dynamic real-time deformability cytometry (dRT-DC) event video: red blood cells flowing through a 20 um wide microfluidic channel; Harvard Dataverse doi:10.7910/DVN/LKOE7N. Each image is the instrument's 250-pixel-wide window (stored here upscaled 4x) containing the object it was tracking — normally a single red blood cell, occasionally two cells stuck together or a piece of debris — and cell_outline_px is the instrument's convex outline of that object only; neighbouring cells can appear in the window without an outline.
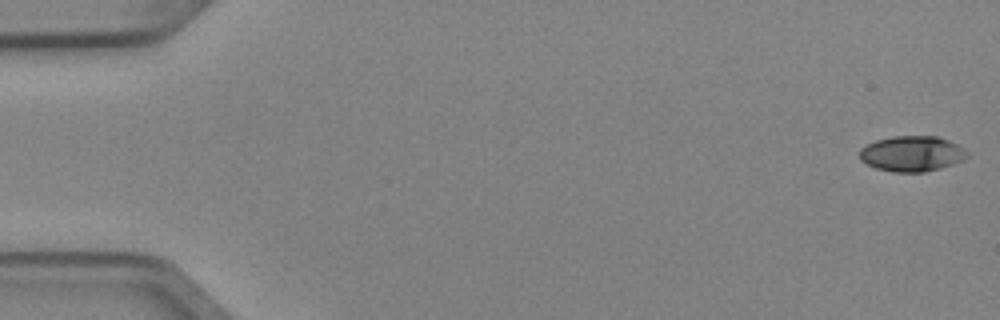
{"species": "Egyptian fruit bat (a non-hibernating species)", "species_latin": "Rousettus aegyptiacus", "temperature_condition": "cold", "stored_images_in_passage": 4, "segment_of_instrument_passage": [2, 2], "camera_frame_rate_fps": 3000, "um_per_image_px": 0.085, "animal": {"sex": "female"}, "frame": {"image": 1, "passage_image": 4, "time_ms": 1.0, "image_size_px": [1000, 320], "cell_outline_px": [[968, 156], [964, 160], [940, 168], [924, 172], [892, 172], [876, 168], [860, 160], [860, 148], [876, 140], [892, 136], [936, 136], [948, 140], [964, 148], [968, 152]], "centroid_in_image_um": [77.52, 13.06], "position_along_channel_um": 7.5, "area_um2": 22.25}}